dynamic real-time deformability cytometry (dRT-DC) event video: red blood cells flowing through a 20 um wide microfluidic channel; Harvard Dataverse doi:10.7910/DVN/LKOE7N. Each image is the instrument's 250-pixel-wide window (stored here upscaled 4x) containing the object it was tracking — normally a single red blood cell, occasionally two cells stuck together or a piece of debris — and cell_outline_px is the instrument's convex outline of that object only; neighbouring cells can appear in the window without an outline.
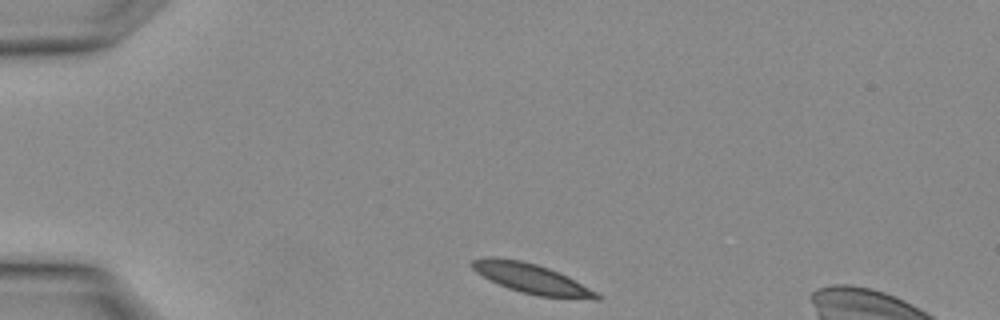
{"species": "Egyptian fruit bat (a non-hibernating species)", "species_latin": "Rousettus aegyptiacus", "temperature_condition": "warm", "stored_images_in_passage": 1, "camera_frame_rate_fps": 3000, "um_per_image_px": 0.085, "animal": {"sex": "female"}, "frame": {"image": 1, "passage_image": 1, "time_ms": 0.0, "image_size_px": [1000, 320], "cell_outline_px": [[600, 300], [596, 300], [536, 296], [520, 292], [508, 288], [476, 272], [472, 268], [472, 260], [484, 256], [492, 256], [520, 260], [536, 264], [548, 268], [568, 276], [596, 292], [600, 296]], "centroid_in_image_um": [45.19, 23.68], "position_along_channel_um": 39.8, "area_um2": 21.56}}